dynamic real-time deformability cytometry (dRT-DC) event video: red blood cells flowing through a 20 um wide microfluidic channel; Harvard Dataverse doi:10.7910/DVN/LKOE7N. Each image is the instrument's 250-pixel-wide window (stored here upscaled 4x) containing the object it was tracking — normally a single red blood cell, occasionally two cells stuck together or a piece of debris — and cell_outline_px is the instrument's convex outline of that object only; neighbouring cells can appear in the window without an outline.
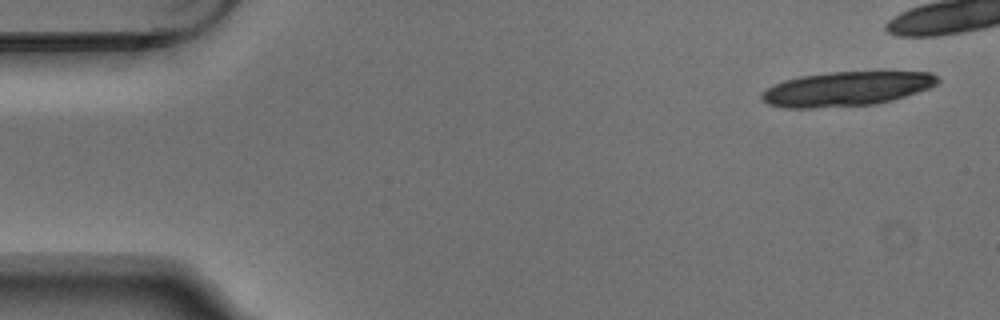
{"species": "Egyptian fruit bat (a non-hibernating species)", "species_latin": "Rousettus aegyptiacus", "temperature_condition": "warm", "stored_images_in_passage": 3, "camera_frame_rate_fps": 3000, "um_per_image_px": 0.085, "animal": {"sex": "male"}, "frame": {"image": 1, "passage_image": 1, "time_ms": 0.0, "image_size_px": [1000, 320], "cell_outline_px": [[940, 80], [936, 84], [928, 88], [892, 100], [876, 104], [812, 108], [784, 108], [768, 104], [760, 96], [768, 88], [784, 80], [800, 76], [832, 72], [932, 72]], "centroid_in_image_um": [71.94, 7.55], "position_along_channel_um": 13.1, "area_um2": 34.91}}